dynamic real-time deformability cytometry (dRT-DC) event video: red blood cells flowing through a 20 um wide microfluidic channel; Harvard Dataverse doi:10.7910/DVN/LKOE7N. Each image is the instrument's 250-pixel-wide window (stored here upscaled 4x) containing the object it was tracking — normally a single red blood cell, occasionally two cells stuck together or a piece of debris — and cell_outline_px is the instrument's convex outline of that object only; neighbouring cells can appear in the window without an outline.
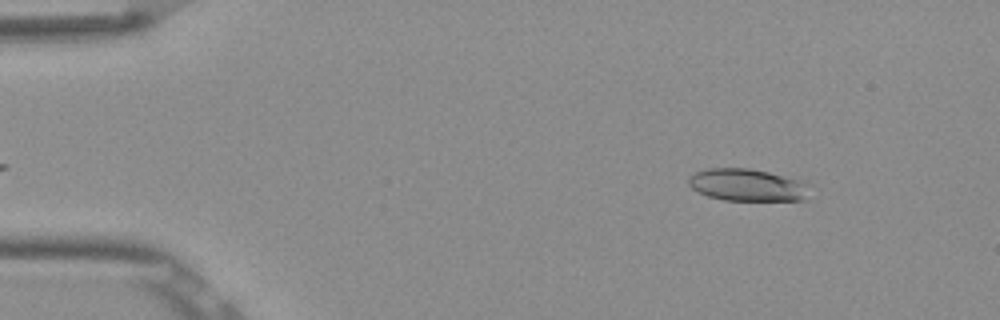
{"species": "Egyptian fruit bat (a non-hibernating species)", "species_latin": "Rousettus aegyptiacus", "temperature_condition": "room temperature", "stored_images_in_passage": 52, "camera_frame_rate_fps": 3000, "um_per_image_px": 0.085, "frame": {"image": 1, "passage_image": 6, "time_ms": 1.667, "image_size_px": [1000, 320], "cell_outline_px": [[804, 200], [724, 200], [708, 196], [692, 188], [688, 184], [688, 180], [696, 172], [708, 168], [748, 168], [768, 172], [796, 180], [804, 184]], "centroid_in_image_um": [63.4, 15.72], "position_along_channel_um": 21.6, "area_um2": 21.91}}
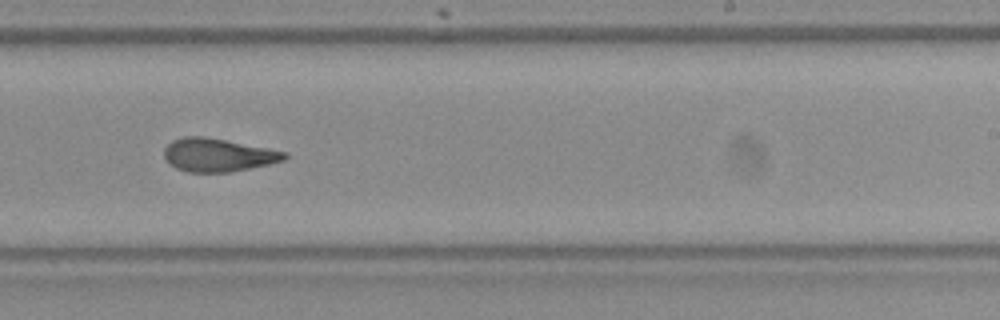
{"frame": {"image": 2, "passage_image": 32, "time_ms": 10.333, "image_size_px": [1000, 320], "cell_outline_px": [[288, 156], [284, 160], [268, 164], [228, 172], [188, 172], [176, 168], [164, 156], [164, 148], [172, 140], [184, 136], [204, 136], [268, 148], [288, 152]], "centroid_in_image_um": [18.52, 13.16], "position_along_channel_um": 270.5, "area_um2": 23.06}}
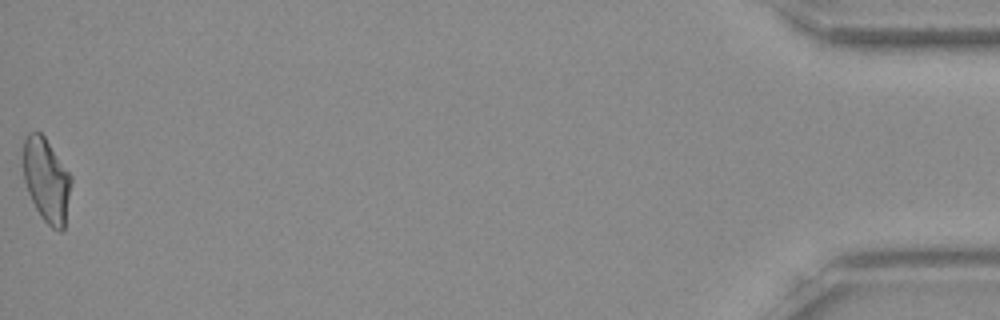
{"frame": {"image": 3, "passage_image": 52, "time_ms": 17.0, "image_size_px": [1000, 320], "cell_outline_px": [[72, 180], [64, 228], [60, 232], [52, 228], [40, 216], [28, 192], [24, 180], [24, 140], [28, 132], [40, 132], [44, 136], [72, 176]], "centroid_in_image_um": [3.96, 15.32], "position_along_channel_um": 431.2, "area_um2": 23.24}, "authors_computed_cell_mechanics": {"area_um2": 23.4379, "velocity_mm_per_s": 3.8718, "shape_relaxation_time_tau1_ms": 10.2869, "shape_relaxation_time_tau2_ms": 2.5915, "deformation_change_tau1": 0.2653, "deformation_change_tau2": 0.1074}}